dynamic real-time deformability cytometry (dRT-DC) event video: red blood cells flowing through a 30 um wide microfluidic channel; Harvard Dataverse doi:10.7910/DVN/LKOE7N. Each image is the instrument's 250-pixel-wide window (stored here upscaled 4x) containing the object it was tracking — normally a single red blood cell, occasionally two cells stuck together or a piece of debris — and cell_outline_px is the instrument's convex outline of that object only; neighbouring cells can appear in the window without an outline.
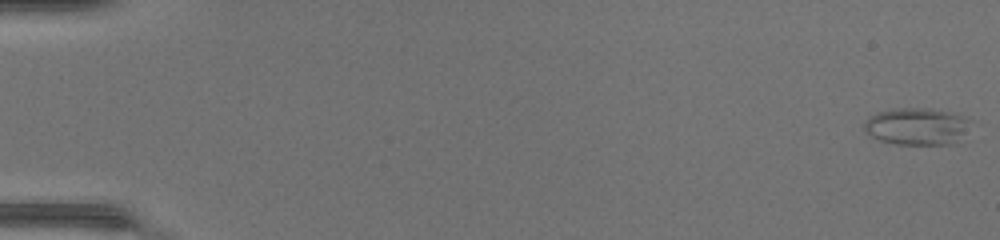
{"species": "common noctule bat (a hibernating species)", "species_latin": "Nyctalus noctula", "temperature_condition": "warm", "stored_images_in_passage": 49, "camera_frame_rate_fps": 3000, "um_per_image_px": 0.085, "animal": {"sex": "female", "body_mass_g": 17.0, "forearm_length_mm": 48.0}, "frame": {"image": 1, "passage_image": 1, "time_ms": 0.0, "image_size_px": [1000, 240], "cell_outline_px": [[968, 120], [960, 144], [896, 144], [880, 140], [864, 132], [864, 124], [872, 116], [880, 112], [892, 108], [928, 108], [948, 112], [964, 116]], "centroid_in_image_um": [77.93, 10.75], "position_along_channel_um": 7.1, "area_um2": 22.72}}
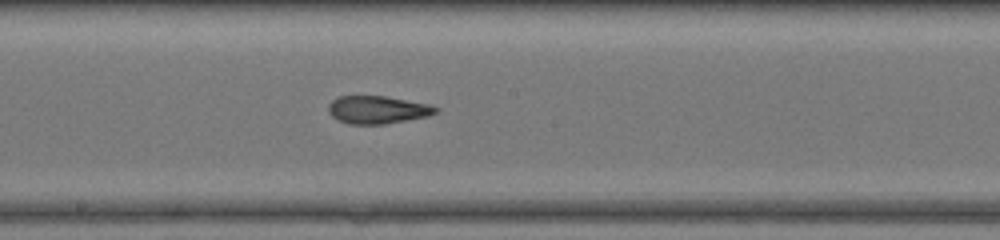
{"frame": {"image": 2, "passage_image": 28, "time_ms": 9.0, "image_size_px": [1000, 240], "cell_outline_px": [[440, 112], [428, 116], [384, 124], [348, 124], [332, 116], [328, 112], [328, 104], [332, 100], [340, 96], [384, 96], [428, 104], [440, 108]], "centroid_in_image_um": [32.1, 9.33], "position_along_channel_um": 216.1, "area_um2": 17.34}}
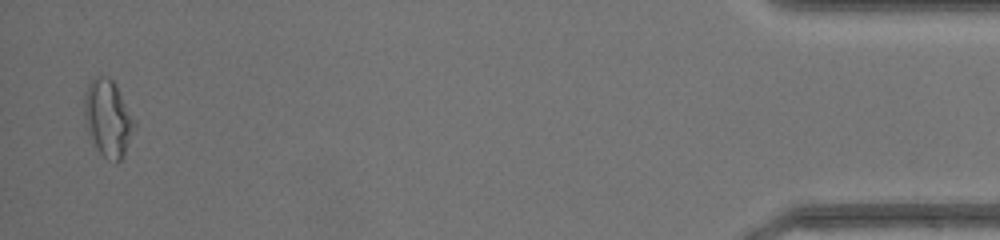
{"frame": {"image": 3, "passage_image": 48, "time_ms": 15.667, "image_size_px": [1000, 240], "cell_outline_px": [[136, 124], [124, 152], [120, 160], [116, 164], [108, 160], [100, 152], [88, 136], [84, 120], [84, 92], [88, 84], [92, 80], [100, 76], [108, 76], [116, 84], [136, 120]], "centroid_in_image_um": [9.16, 10.04], "position_along_channel_um": 426.0, "area_um2": 22.54}, "authors_computed_cell_mechanics": {"area_um2": 19.4786, "velocity_mm_per_s": 4.3924, "shape_relaxation_time_tau1_ms": null, "shape_relaxation_time_tau2_ms": 1.7287, "deformation_change_tau1": null, "deformation_change_tau2": 0.0974}}